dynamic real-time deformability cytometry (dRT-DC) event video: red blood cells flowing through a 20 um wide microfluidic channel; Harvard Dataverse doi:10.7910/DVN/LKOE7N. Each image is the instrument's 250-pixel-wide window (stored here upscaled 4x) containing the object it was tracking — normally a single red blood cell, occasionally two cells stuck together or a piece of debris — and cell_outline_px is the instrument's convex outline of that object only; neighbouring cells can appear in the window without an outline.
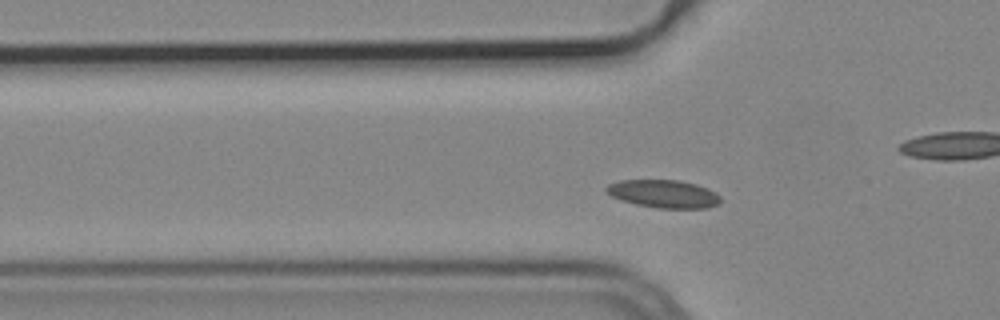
{"species": "common noctule bat (a hibernating species)", "species_latin": "Nyctalus noctula", "temperature_condition": "cold", "stored_images_in_passage": 38, "camera_frame_rate_fps": 3000, "um_per_image_px": 0.085, "animal": {"sex": "male", "body_mass_g": 19.2, "forearm_length_mm": 51.8}, "frame": {"image": 1, "passage_image": 9, "time_ms": 2.667, "image_size_px": [1000, 320], "cell_outline_px": [[720, 204], [708, 208], [656, 208], [636, 204], [620, 200], [604, 192], [604, 188], [608, 184], [620, 180], [680, 180], [696, 184], [708, 188], [716, 192], [720, 196]], "centroid_in_image_um": [56.4, 16.47], "position_along_channel_um": 69.4, "area_um2": 18.84}}
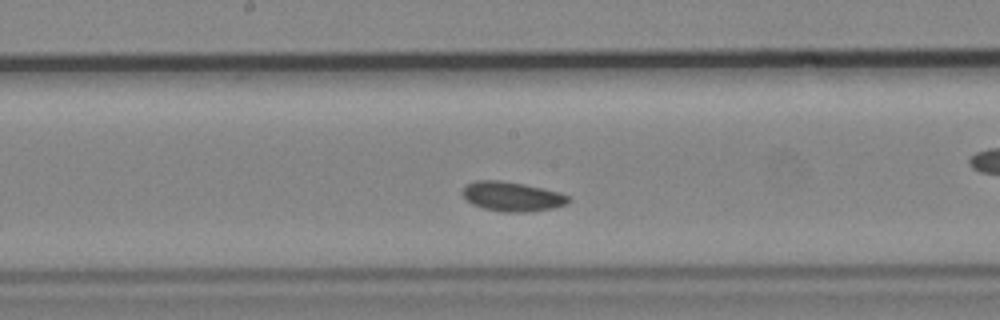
{"frame": {"image": 2, "passage_image": 20, "time_ms": 6.333, "image_size_px": [1000, 320], "cell_outline_px": [[572, 200], [568, 204], [552, 208], [528, 212], [504, 212], [484, 208], [472, 204], [464, 200], [460, 192], [464, 184], [476, 180], [500, 180], [524, 184], [560, 192], [568, 196]], "centroid_in_image_um": [43.48, 16.69], "position_along_channel_um": 204.7, "area_um2": 18.55}}
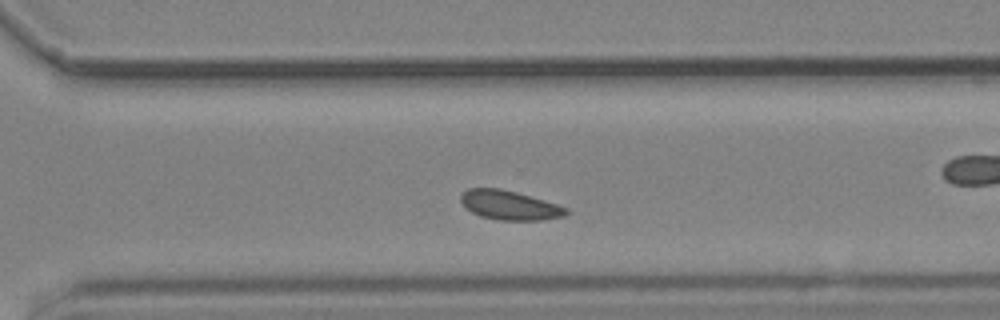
{"frame": {"image": 3, "passage_image": 30, "time_ms": 9.667, "image_size_px": [1000, 320], "cell_outline_px": [[568, 212], [564, 216], [540, 220], [496, 220], [480, 216], [464, 208], [460, 200], [460, 192], [468, 188], [500, 188], [516, 192], [544, 200], [568, 208]], "centroid_in_image_um": [43.24, 17.44], "position_along_channel_um": 327.4, "area_um2": 18.09}, "authors_computed_cell_mechanics": {"area_um2": 18.0047, "velocity_mm_per_s": 3.7009, "shape_relaxation_time_tau1_ms": 0.8226, "shape_relaxation_time_tau2_ms": 2.4344, "deformation_change_tau1": 0.0481, "deformation_change_tau2": 0.0645}}